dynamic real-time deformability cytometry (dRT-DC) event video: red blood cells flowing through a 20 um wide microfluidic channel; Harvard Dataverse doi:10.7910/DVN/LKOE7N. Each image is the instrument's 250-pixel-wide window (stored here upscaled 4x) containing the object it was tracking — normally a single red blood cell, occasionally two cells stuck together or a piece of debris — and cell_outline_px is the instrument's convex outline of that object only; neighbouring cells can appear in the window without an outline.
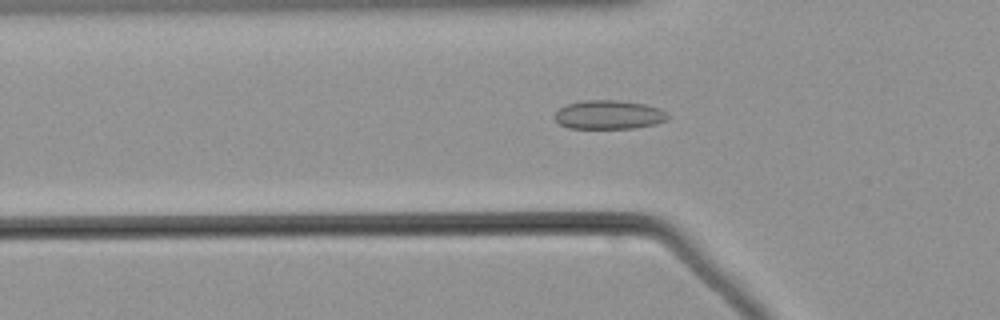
{"species": "common noctule bat (a hibernating species)", "species_latin": "Nyctalus noctula", "temperature_condition": "warm", "stored_images_in_passage": 53, "camera_frame_rate_fps": 3000, "um_per_image_px": 0.085, "animal": {"sex": "male", "body_mass_g": 21.5, "forearm_length_mm": 52.0}, "frame": {"image": 1, "passage_image": 17, "time_ms": 5.333, "image_size_px": [1000, 320], "cell_outline_px": [[668, 120], [656, 124], [636, 128], [568, 128], [560, 124], [552, 116], [560, 108], [568, 104], [580, 100], [620, 100], [644, 104], [660, 108], [668, 112]], "centroid_in_image_um": [51.77, 9.75], "position_along_channel_um": 74.0, "area_um2": 19.25}}
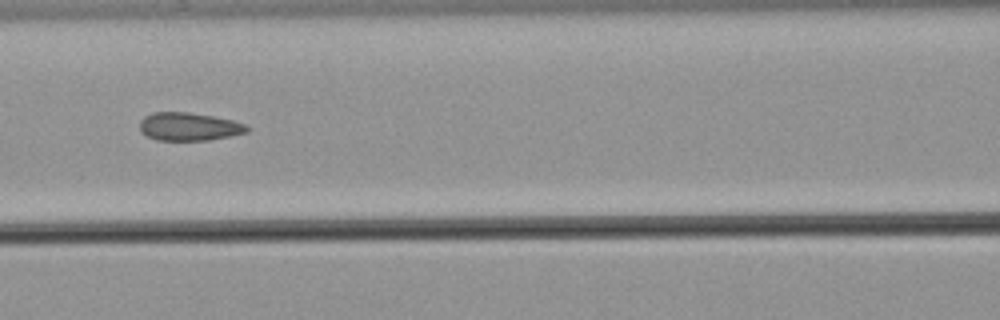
{"frame": {"image": 2, "passage_image": 23, "time_ms": 7.333, "image_size_px": [1000, 320], "cell_outline_px": [[252, 128], [248, 132], [232, 136], [208, 140], [156, 140], [140, 132], [140, 120], [144, 116], [152, 112], [188, 112], [212, 116], [232, 120], [244, 124]], "centroid_in_image_um": [16.07, 10.76], "position_along_channel_um": 150.5, "area_um2": 17.69}}
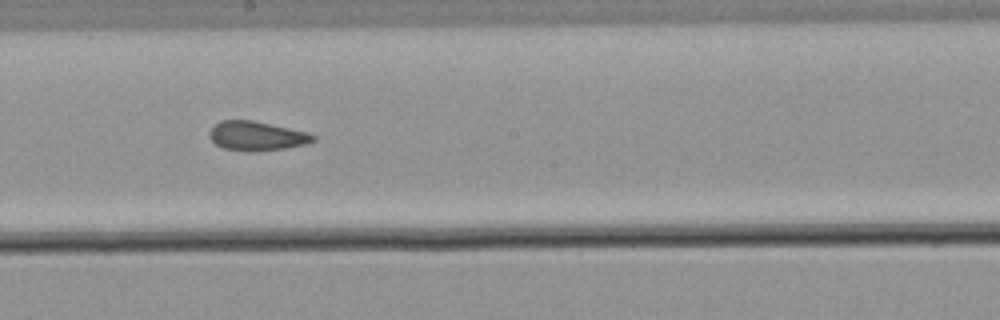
{"frame": {"image": 3, "passage_image": 29, "time_ms": 9.333, "image_size_px": [1000, 320], "cell_outline_px": [[316, 140], [308, 144], [284, 148], [256, 152], [252, 152], [224, 148], [216, 144], [208, 136], [208, 132], [220, 120], [252, 120], [308, 132], [316, 136]], "centroid_in_image_um": [21.84, 11.56], "position_along_channel_um": 226.4, "area_um2": 17.74}}